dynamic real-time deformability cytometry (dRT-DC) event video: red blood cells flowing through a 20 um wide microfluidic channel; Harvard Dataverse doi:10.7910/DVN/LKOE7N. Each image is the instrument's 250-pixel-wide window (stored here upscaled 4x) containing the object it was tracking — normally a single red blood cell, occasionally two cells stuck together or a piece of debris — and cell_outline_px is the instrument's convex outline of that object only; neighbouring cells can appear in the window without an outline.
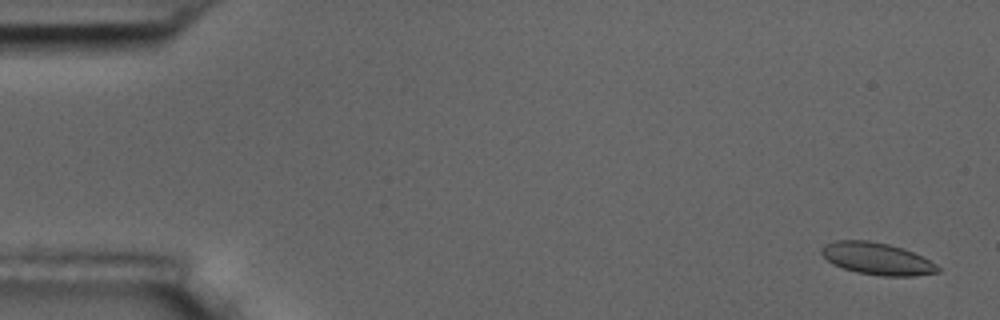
{"species": "common noctule bat (a hibernating species)", "species_latin": "Nyctalus noctula", "temperature_condition": "room temperature", "stored_images_in_passage": 5, "camera_frame_rate_fps": 3000, "um_per_image_px": 0.085, "animal": {"sex": "male", "body_mass_g": 17.5, "forearm_length_mm": 52.3}, "frame": {"image": 1, "passage_image": 1, "time_ms": 0.0, "image_size_px": [1000, 320], "cell_outline_px": [[940, 272], [916, 276], [880, 276], [856, 272], [832, 264], [820, 252], [820, 248], [824, 244], [832, 240], [868, 240], [888, 244], [904, 248], [936, 264], [940, 268]], "centroid_in_image_um": [74.52, 21.98], "position_along_channel_um": 10.5, "area_um2": 21.85}}
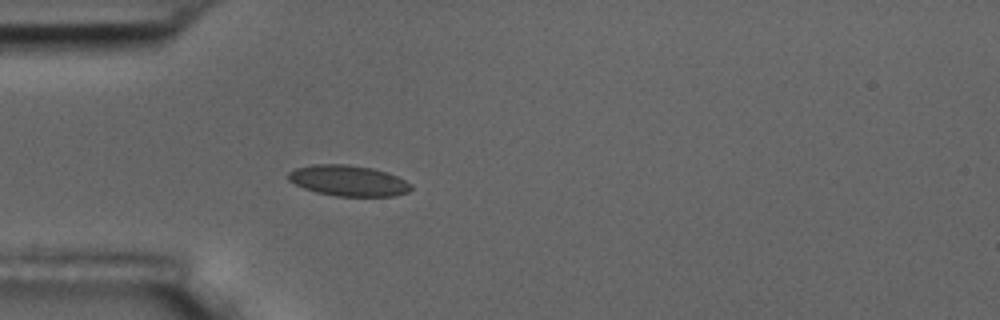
{"frame": {"image": 2, "passage_image": 5, "time_ms": 4.667, "image_size_px": [1000, 320], "cell_outline_px": [[412, 188], [408, 192], [392, 196], [336, 196], [316, 192], [304, 188], [288, 180], [288, 172], [296, 168], [312, 164], [348, 164], [372, 168], [396, 176], [412, 184]], "centroid_in_image_um": [29.59, 15.35], "position_along_channel_um": 55.4, "area_um2": 21.91}}